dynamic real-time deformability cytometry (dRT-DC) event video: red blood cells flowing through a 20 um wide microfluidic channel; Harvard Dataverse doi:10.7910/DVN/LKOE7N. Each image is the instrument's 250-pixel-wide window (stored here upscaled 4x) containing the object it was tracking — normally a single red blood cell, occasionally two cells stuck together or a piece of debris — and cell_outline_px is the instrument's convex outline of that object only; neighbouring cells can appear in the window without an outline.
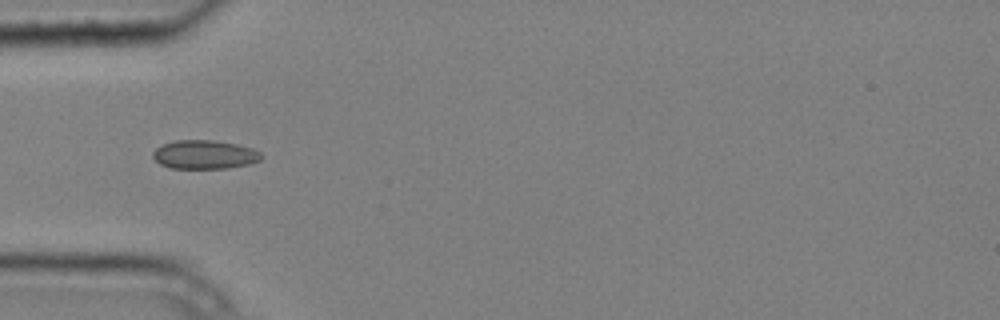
{"species": "common noctule bat (a hibernating species)", "species_latin": "Nyctalus noctula", "temperature_condition": "cold", "stored_images_in_passage": 6, "camera_frame_rate_fps": 3000, "um_per_image_px": 0.085, "animal": {"sex": "male", "body_mass_g": 20.4}, "frame": {"image": 1, "passage_image": 5, "time_ms": 1.333, "image_size_px": [1000, 320], "cell_outline_px": [[264, 156], [260, 160], [252, 164], [228, 168], [172, 168], [160, 164], [152, 156], [152, 152], [156, 148], [164, 144], [176, 140], [212, 140], [236, 144], [252, 148], [260, 152]], "centroid_in_image_um": [17.42, 13.14], "position_along_channel_um": 67.6, "area_um2": 18.21}}
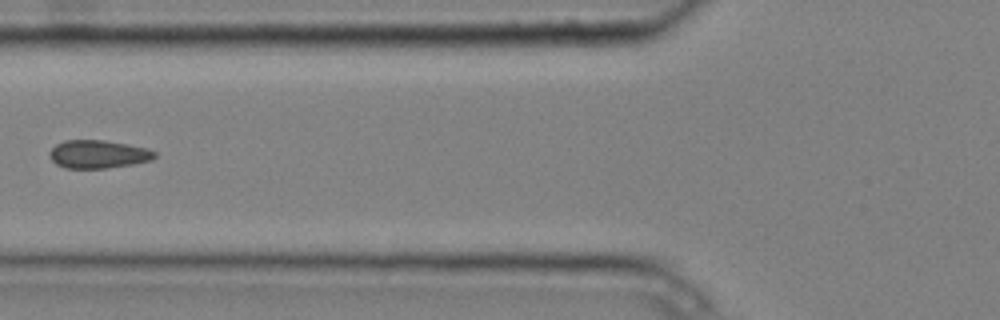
{"frame": {"image": 2, "passage_image": 6, "time_ms": 1.667, "image_size_px": [1000, 320], "cell_outline_px": [[156, 156], [152, 160], [132, 164], [108, 168], [64, 168], [56, 164], [48, 156], [48, 152], [56, 144], [64, 140], [104, 140], [128, 144], [148, 148], [156, 152]], "centroid_in_image_um": [8.33, 13.1], "position_along_channel_um": 117.5, "area_um2": 17.4}}